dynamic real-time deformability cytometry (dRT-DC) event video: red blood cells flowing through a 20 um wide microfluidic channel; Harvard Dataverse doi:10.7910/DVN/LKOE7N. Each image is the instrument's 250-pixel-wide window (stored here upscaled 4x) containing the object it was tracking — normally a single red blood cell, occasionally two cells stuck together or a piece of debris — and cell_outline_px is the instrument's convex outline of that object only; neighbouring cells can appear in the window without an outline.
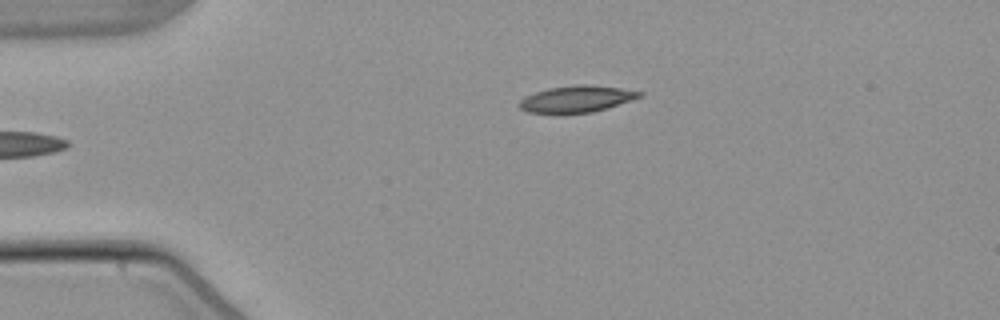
{"species": "common noctule bat (a hibernating species)", "species_latin": "Nyctalus noctula", "temperature_condition": "warm", "stored_images_in_passage": 4, "camera_frame_rate_fps": 3000, "um_per_image_px": 0.085, "animal": {"sex": "male", "body_mass_g": 21.5, "forearm_length_mm": 52.0}, "frame": {"image": 1, "passage_image": 4, "time_ms": 4.0, "image_size_px": [1000, 320], "cell_outline_px": [[644, 96], [608, 108], [592, 112], [528, 112], [520, 108], [516, 104], [524, 96], [548, 88], [576, 84], [588, 84], [620, 88], [644, 92]], "centroid_in_image_um": [49.04, 8.39], "position_along_channel_um": 36.0, "area_um2": 18.55}}